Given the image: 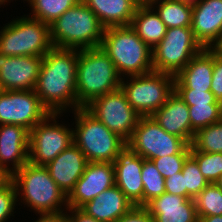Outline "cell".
I'll list each match as a JSON object with an SVG mask.
<instances>
[{
    "mask_svg": "<svg viewBox=\"0 0 222 222\" xmlns=\"http://www.w3.org/2000/svg\"><path fill=\"white\" fill-rule=\"evenodd\" d=\"M39 217L36 221L33 220V222H69L66 211L58 213L39 214Z\"/></svg>",
    "mask_w": 222,
    "mask_h": 222,
    "instance_id": "60d3db41",
    "label": "cell"
},
{
    "mask_svg": "<svg viewBox=\"0 0 222 222\" xmlns=\"http://www.w3.org/2000/svg\"><path fill=\"white\" fill-rule=\"evenodd\" d=\"M191 145H187L180 153L154 158L151 161L164 178H169L175 173L181 172L185 160L190 156Z\"/></svg>",
    "mask_w": 222,
    "mask_h": 222,
    "instance_id": "e575fe53",
    "label": "cell"
},
{
    "mask_svg": "<svg viewBox=\"0 0 222 222\" xmlns=\"http://www.w3.org/2000/svg\"><path fill=\"white\" fill-rule=\"evenodd\" d=\"M215 184L222 190V174L219 176Z\"/></svg>",
    "mask_w": 222,
    "mask_h": 222,
    "instance_id": "f6af8a7d",
    "label": "cell"
},
{
    "mask_svg": "<svg viewBox=\"0 0 222 222\" xmlns=\"http://www.w3.org/2000/svg\"><path fill=\"white\" fill-rule=\"evenodd\" d=\"M28 161L29 131L19 125H0V174L10 177Z\"/></svg>",
    "mask_w": 222,
    "mask_h": 222,
    "instance_id": "2e32d148",
    "label": "cell"
},
{
    "mask_svg": "<svg viewBox=\"0 0 222 222\" xmlns=\"http://www.w3.org/2000/svg\"><path fill=\"white\" fill-rule=\"evenodd\" d=\"M199 222H222V215L198 217Z\"/></svg>",
    "mask_w": 222,
    "mask_h": 222,
    "instance_id": "b9f144b4",
    "label": "cell"
},
{
    "mask_svg": "<svg viewBox=\"0 0 222 222\" xmlns=\"http://www.w3.org/2000/svg\"><path fill=\"white\" fill-rule=\"evenodd\" d=\"M182 173L188 199H194L209 184L191 155L185 160Z\"/></svg>",
    "mask_w": 222,
    "mask_h": 222,
    "instance_id": "1f68e13d",
    "label": "cell"
},
{
    "mask_svg": "<svg viewBox=\"0 0 222 222\" xmlns=\"http://www.w3.org/2000/svg\"><path fill=\"white\" fill-rule=\"evenodd\" d=\"M143 182V206L165 192V178L151 160L143 158L141 170Z\"/></svg>",
    "mask_w": 222,
    "mask_h": 222,
    "instance_id": "f546056e",
    "label": "cell"
},
{
    "mask_svg": "<svg viewBox=\"0 0 222 222\" xmlns=\"http://www.w3.org/2000/svg\"><path fill=\"white\" fill-rule=\"evenodd\" d=\"M130 27L151 49L164 38L167 29L151 5L137 7Z\"/></svg>",
    "mask_w": 222,
    "mask_h": 222,
    "instance_id": "d4e9b609",
    "label": "cell"
},
{
    "mask_svg": "<svg viewBox=\"0 0 222 222\" xmlns=\"http://www.w3.org/2000/svg\"><path fill=\"white\" fill-rule=\"evenodd\" d=\"M211 92L220 102L222 100V56L213 49V75L211 81Z\"/></svg>",
    "mask_w": 222,
    "mask_h": 222,
    "instance_id": "8d00e7d4",
    "label": "cell"
},
{
    "mask_svg": "<svg viewBox=\"0 0 222 222\" xmlns=\"http://www.w3.org/2000/svg\"><path fill=\"white\" fill-rule=\"evenodd\" d=\"M43 56L0 54V90H34Z\"/></svg>",
    "mask_w": 222,
    "mask_h": 222,
    "instance_id": "9a60e30c",
    "label": "cell"
},
{
    "mask_svg": "<svg viewBox=\"0 0 222 222\" xmlns=\"http://www.w3.org/2000/svg\"><path fill=\"white\" fill-rule=\"evenodd\" d=\"M150 5L166 28L191 27L192 3L186 0H152Z\"/></svg>",
    "mask_w": 222,
    "mask_h": 222,
    "instance_id": "484cf974",
    "label": "cell"
},
{
    "mask_svg": "<svg viewBox=\"0 0 222 222\" xmlns=\"http://www.w3.org/2000/svg\"><path fill=\"white\" fill-rule=\"evenodd\" d=\"M77 60L78 49L52 47L43 56L34 90L50 113L77 109Z\"/></svg>",
    "mask_w": 222,
    "mask_h": 222,
    "instance_id": "6da1fadb",
    "label": "cell"
},
{
    "mask_svg": "<svg viewBox=\"0 0 222 222\" xmlns=\"http://www.w3.org/2000/svg\"><path fill=\"white\" fill-rule=\"evenodd\" d=\"M219 55L222 56V37L219 43L213 48Z\"/></svg>",
    "mask_w": 222,
    "mask_h": 222,
    "instance_id": "ee69618b",
    "label": "cell"
},
{
    "mask_svg": "<svg viewBox=\"0 0 222 222\" xmlns=\"http://www.w3.org/2000/svg\"><path fill=\"white\" fill-rule=\"evenodd\" d=\"M151 116L169 134L180 137L191 145L195 132L191 128L188 105L175 91Z\"/></svg>",
    "mask_w": 222,
    "mask_h": 222,
    "instance_id": "ffe728a7",
    "label": "cell"
},
{
    "mask_svg": "<svg viewBox=\"0 0 222 222\" xmlns=\"http://www.w3.org/2000/svg\"><path fill=\"white\" fill-rule=\"evenodd\" d=\"M191 128L198 130L216 123L222 119L220 104H201L188 106Z\"/></svg>",
    "mask_w": 222,
    "mask_h": 222,
    "instance_id": "4dcf8cb0",
    "label": "cell"
},
{
    "mask_svg": "<svg viewBox=\"0 0 222 222\" xmlns=\"http://www.w3.org/2000/svg\"><path fill=\"white\" fill-rule=\"evenodd\" d=\"M49 113L35 90H0V125H19L30 131Z\"/></svg>",
    "mask_w": 222,
    "mask_h": 222,
    "instance_id": "4fadbf2b",
    "label": "cell"
},
{
    "mask_svg": "<svg viewBox=\"0 0 222 222\" xmlns=\"http://www.w3.org/2000/svg\"><path fill=\"white\" fill-rule=\"evenodd\" d=\"M62 113H49L29 131V162L47 165L73 141V127L59 123Z\"/></svg>",
    "mask_w": 222,
    "mask_h": 222,
    "instance_id": "30bf717a",
    "label": "cell"
},
{
    "mask_svg": "<svg viewBox=\"0 0 222 222\" xmlns=\"http://www.w3.org/2000/svg\"><path fill=\"white\" fill-rule=\"evenodd\" d=\"M138 6L150 5L152 0H132Z\"/></svg>",
    "mask_w": 222,
    "mask_h": 222,
    "instance_id": "7bdbcfd3",
    "label": "cell"
},
{
    "mask_svg": "<svg viewBox=\"0 0 222 222\" xmlns=\"http://www.w3.org/2000/svg\"><path fill=\"white\" fill-rule=\"evenodd\" d=\"M74 113V144L84 153L88 162H110L126 146L127 142L112 132L86 108H78Z\"/></svg>",
    "mask_w": 222,
    "mask_h": 222,
    "instance_id": "8992f818",
    "label": "cell"
},
{
    "mask_svg": "<svg viewBox=\"0 0 222 222\" xmlns=\"http://www.w3.org/2000/svg\"><path fill=\"white\" fill-rule=\"evenodd\" d=\"M67 211L66 214L69 222H101L87 215L80 208H67Z\"/></svg>",
    "mask_w": 222,
    "mask_h": 222,
    "instance_id": "ab89813d",
    "label": "cell"
},
{
    "mask_svg": "<svg viewBox=\"0 0 222 222\" xmlns=\"http://www.w3.org/2000/svg\"><path fill=\"white\" fill-rule=\"evenodd\" d=\"M155 222H199L194 199L164 192L144 206Z\"/></svg>",
    "mask_w": 222,
    "mask_h": 222,
    "instance_id": "44dd1931",
    "label": "cell"
},
{
    "mask_svg": "<svg viewBox=\"0 0 222 222\" xmlns=\"http://www.w3.org/2000/svg\"><path fill=\"white\" fill-rule=\"evenodd\" d=\"M87 163L84 153L72 143L45 166L51 178L68 196L84 173Z\"/></svg>",
    "mask_w": 222,
    "mask_h": 222,
    "instance_id": "d6986e66",
    "label": "cell"
},
{
    "mask_svg": "<svg viewBox=\"0 0 222 222\" xmlns=\"http://www.w3.org/2000/svg\"><path fill=\"white\" fill-rule=\"evenodd\" d=\"M180 98L188 105L220 104L211 90L174 89Z\"/></svg>",
    "mask_w": 222,
    "mask_h": 222,
    "instance_id": "d590c367",
    "label": "cell"
},
{
    "mask_svg": "<svg viewBox=\"0 0 222 222\" xmlns=\"http://www.w3.org/2000/svg\"><path fill=\"white\" fill-rule=\"evenodd\" d=\"M165 192L186 197V187L182 171L165 178Z\"/></svg>",
    "mask_w": 222,
    "mask_h": 222,
    "instance_id": "f35d334b",
    "label": "cell"
},
{
    "mask_svg": "<svg viewBox=\"0 0 222 222\" xmlns=\"http://www.w3.org/2000/svg\"><path fill=\"white\" fill-rule=\"evenodd\" d=\"M135 206L116 186L106 189L80 209L101 222H115Z\"/></svg>",
    "mask_w": 222,
    "mask_h": 222,
    "instance_id": "7402d4cb",
    "label": "cell"
},
{
    "mask_svg": "<svg viewBox=\"0 0 222 222\" xmlns=\"http://www.w3.org/2000/svg\"><path fill=\"white\" fill-rule=\"evenodd\" d=\"M113 165L115 185L134 205L143 206V158L126 144Z\"/></svg>",
    "mask_w": 222,
    "mask_h": 222,
    "instance_id": "ac0fdd59",
    "label": "cell"
},
{
    "mask_svg": "<svg viewBox=\"0 0 222 222\" xmlns=\"http://www.w3.org/2000/svg\"><path fill=\"white\" fill-rule=\"evenodd\" d=\"M9 178L15 184L18 204L30 207L36 215L67 210V196L51 178L46 166L28 161Z\"/></svg>",
    "mask_w": 222,
    "mask_h": 222,
    "instance_id": "7a4b0ae2",
    "label": "cell"
},
{
    "mask_svg": "<svg viewBox=\"0 0 222 222\" xmlns=\"http://www.w3.org/2000/svg\"><path fill=\"white\" fill-rule=\"evenodd\" d=\"M115 222H155V220L144 206L135 205Z\"/></svg>",
    "mask_w": 222,
    "mask_h": 222,
    "instance_id": "74e56055",
    "label": "cell"
},
{
    "mask_svg": "<svg viewBox=\"0 0 222 222\" xmlns=\"http://www.w3.org/2000/svg\"><path fill=\"white\" fill-rule=\"evenodd\" d=\"M105 27L95 13L81 1L50 24L53 47L89 49L100 47Z\"/></svg>",
    "mask_w": 222,
    "mask_h": 222,
    "instance_id": "5b68a950",
    "label": "cell"
},
{
    "mask_svg": "<svg viewBox=\"0 0 222 222\" xmlns=\"http://www.w3.org/2000/svg\"><path fill=\"white\" fill-rule=\"evenodd\" d=\"M194 202L198 217L222 215V190L215 183H209Z\"/></svg>",
    "mask_w": 222,
    "mask_h": 222,
    "instance_id": "f1b7e54d",
    "label": "cell"
},
{
    "mask_svg": "<svg viewBox=\"0 0 222 222\" xmlns=\"http://www.w3.org/2000/svg\"><path fill=\"white\" fill-rule=\"evenodd\" d=\"M8 3H11V0H0V6H5V4L7 5Z\"/></svg>",
    "mask_w": 222,
    "mask_h": 222,
    "instance_id": "bcb514c9",
    "label": "cell"
},
{
    "mask_svg": "<svg viewBox=\"0 0 222 222\" xmlns=\"http://www.w3.org/2000/svg\"><path fill=\"white\" fill-rule=\"evenodd\" d=\"M31 7L28 15L51 24L58 19L66 10L77 6L82 0H25Z\"/></svg>",
    "mask_w": 222,
    "mask_h": 222,
    "instance_id": "4316f807",
    "label": "cell"
},
{
    "mask_svg": "<svg viewBox=\"0 0 222 222\" xmlns=\"http://www.w3.org/2000/svg\"><path fill=\"white\" fill-rule=\"evenodd\" d=\"M15 184L9 177L0 179V222H7L14 216L17 204Z\"/></svg>",
    "mask_w": 222,
    "mask_h": 222,
    "instance_id": "836d02e7",
    "label": "cell"
},
{
    "mask_svg": "<svg viewBox=\"0 0 222 222\" xmlns=\"http://www.w3.org/2000/svg\"><path fill=\"white\" fill-rule=\"evenodd\" d=\"M113 185H115L113 163L88 162L81 178L67 196L68 208H81Z\"/></svg>",
    "mask_w": 222,
    "mask_h": 222,
    "instance_id": "5bb4252c",
    "label": "cell"
},
{
    "mask_svg": "<svg viewBox=\"0 0 222 222\" xmlns=\"http://www.w3.org/2000/svg\"><path fill=\"white\" fill-rule=\"evenodd\" d=\"M127 145L142 158L152 160L180 153L188 143L165 131L152 116H140Z\"/></svg>",
    "mask_w": 222,
    "mask_h": 222,
    "instance_id": "8fae6325",
    "label": "cell"
},
{
    "mask_svg": "<svg viewBox=\"0 0 222 222\" xmlns=\"http://www.w3.org/2000/svg\"><path fill=\"white\" fill-rule=\"evenodd\" d=\"M121 77L101 47L78 50L76 72L77 109L97 97L120 88Z\"/></svg>",
    "mask_w": 222,
    "mask_h": 222,
    "instance_id": "3957f363",
    "label": "cell"
},
{
    "mask_svg": "<svg viewBox=\"0 0 222 222\" xmlns=\"http://www.w3.org/2000/svg\"><path fill=\"white\" fill-rule=\"evenodd\" d=\"M107 27L130 26L138 5L132 0H82Z\"/></svg>",
    "mask_w": 222,
    "mask_h": 222,
    "instance_id": "cb8c5ba5",
    "label": "cell"
},
{
    "mask_svg": "<svg viewBox=\"0 0 222 222\" xmlns=\"http://www.w3.org/2000/svg\"><path fill=\"white\" fill-rule=\"evenodd\" d=\"M53 47L50 25L22 15L0 29V54L6 56H44Z\"/></svg>",
    "mask_w": 222,
    "mask_h": 222,
    "instance_id": "52a82bcc",
    "label": "cell"
},
{
    "mask_svg": "<svg viewBox=\"0 0 222 222\" xmlns=\"http://www.w3.org/2000/svg\"><path fill=\"white\" fill-rule=\"evenodd\" d=\"M213 49L203 48L175 76L174 89L211 90Z\"/></svg>",
    "mask_w": 222,
    "mask_h": 222,
    "instance_id": "603a6c76",
    "label": "cell"
},
{
    "mask_svg": "<svg viewBox=\"0 0 222 222\" xmlns=\"http://www.w3.org/2000/svg\"><path fill=\"white\" fill-rule=\"evenodd\" d=\"M186 1H188L190 3H194V2H197V1H200V0H186Z\"/></svg>",
    "mask_w": 222,
    "mask_h": 222,
    "instance_id": "7dc6e473",
    "label": "cell"
},
{
    "mask_svg": "<svg viewBox=\"0 0 222 222\" xmlns=\"http://www.w3.org/2000/svg\"><path fill=\"white\" fill-rule=\"evenodd\" d=\"M100 47L113 61L121 78L153 71L152 49L130 26L105 28Z\"/></svg>",
    "mask_w": 222,
    "mask_h": 222,
    "instance_id": "277c9868",
    "label": "cell"
},
{
    "mask_svg": "<svg viewBox=\"0 0 222 222\" xmlns=\"http://www.w3.org/2000/svg\"><path fill=\"white\" fill-rule=\"evenodd\" d=\"M191 151L222 153V119L195 133Z\"/></svg>",
    "mask_w": 222,
    "mask_h": 222,
    "instance_id": "83f0119b",
    "label": "cell"
},
{
    "mask_svg": "<svg viewBox=\"0 0 222 222\" xmlns=\"http://www.w3.org/2000/svg\"><path fill=\"white\" fill-rule=\"evenodd\" d=\"M191 29L202 48L213 49L222 37V0L192 3Z\"/></svg>",
    "mask_w": 222,
    "mask_h": 222,
    "instance_id": "e0dca14e",
    "label": "cell"
},
{
    "mask_svg": "<svg viewBox=\"0 0 222 222\" xmlns=\"http://www.w3.org/2000/svg\"><path fill=\"white\" fill-rule=\"evenodd\" d=\"M202 49L191 27L167 28L164 38L152 49L153 71L175 77Z\"/></svg>",
    "mask_w": 222,
    "mask_h": 222,
    "instance_id": "9c48e42d",
    "label": "cell"
},
{
    "mask_svg": "<svg viewBox=\"0 0 222 222\" xmlns=\"http://www.w3.org/2000/svg\"><path fill=\"white\" fill-rule=\"evenodd\" d=\"M85 108L126 142L131 138L140 118L121 88L97 97Z\"/></svg>",
    "mask_w": 222,
    "mask_h": 222,
    "instance_id": "7c38bea8",
    "label": "cell"
},
{
    "mask_svg": "<svg viewBox=\"0 0 222 222\" xmlns=\"http://www.w3.org/2000/svg\"><path fill=\"white\" fill-rule=\"evenodd\" d=\"M220 106H221V114H222V100L220 101Z\"/></svg>",
    "mask_w": 222,
    "mask_h": 222,
    "instance_id": "c3c4849f",
    "label": "cell"
},
{
    "mask_svg": "<svg viewBox=\"0 0 222 222\" xmlns=\"http://www.w3.org/2000/svg\"><path fill=\"white\" fill-rule=\"evenodd\" d=\"M198 167L209 183H215L222 174V153L190 151Z\"/></svg>",
    "mask_w": 222,
    "mask_h": 222,
    "instance_id": "d6a6232c",
    "label": "cell"
},
{
    "mask_svg": "<svg viewBox=\"0 0 222 222\" xmlns=\"http://www.w3.org/2000/svg\"><path fill=\"white\" fill-rule=\"evenodd\" d=\"M175 77L151 71L121 79L120 88L140 116H151L174 92Z\"/></svg>",
    "mask_w": 222,
    "mask_h": 222,
    "instance_id": "ba28073f",
    "label": "cell"
}]
</instances>
